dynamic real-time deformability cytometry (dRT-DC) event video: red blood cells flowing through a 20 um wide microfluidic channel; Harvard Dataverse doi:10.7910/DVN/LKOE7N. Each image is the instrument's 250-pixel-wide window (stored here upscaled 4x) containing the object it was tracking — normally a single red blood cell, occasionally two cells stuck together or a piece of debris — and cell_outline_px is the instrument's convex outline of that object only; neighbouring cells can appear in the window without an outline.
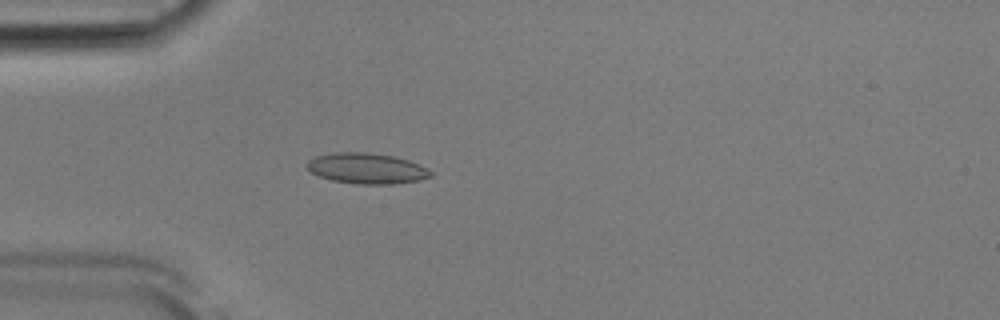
{"species": "Egyptian fruit bat (a non-hibernating species)", "species_latin": "Rousettus aegyptiacus", "temperature_condition": "room temperature", "stored_images_in_passage": 52, "camera_frame_rate_fps": 3000, "um_per_image_px": 0.085, "animal": {"sex": "male"}, "frame": {"image": 1, "passage_image": 15, "time_ms": 4.667, "image_size_px": [1000, 320], "cell_outline_px": [[432, 176], [420, 180], [392, 184], [356, 184], [332, 180], [320, 176], [312, 172], [304, 164], [308, 160], [316, 156], [332, 152], [368, 152], [392, 156], [408, 160], [420, 164], [428, 168], [432, 172]], "centroid_in_image_um": [31.17, 14.31], "position_along_channel_um": 53.8, "area_um2": 22.2}}
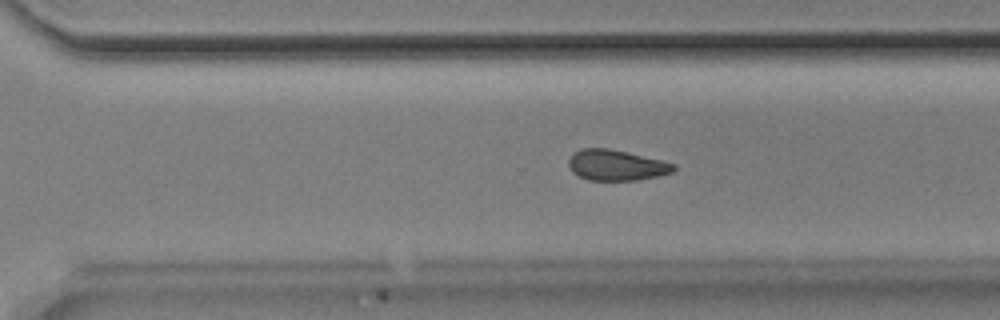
{"frame": {"image": 2, "passage_image": 36, "time_ms": 11.667, "image_size_px": [1000, 320], "cell_outline_px": [[676, 168], [672, 172], [656, 176], [636, 180], [588, 180], [572, 172], [568, 164], [568, 160], [572, 152], [580, 148], [608, 148], [628, 152], [664, 160], [676, 164]], "centroid_in_image_um": [52.37, 14.02], "position_along_channel_um": 318.2, "area_um2": 18.96}}
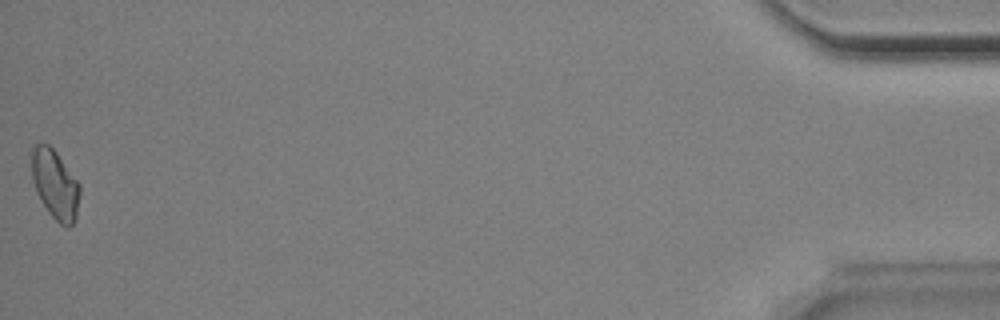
{"frame": {"image": 3, "passage_image": 52, "time_ms": 17.0, "image_size_px": [1000, 320], "cell_outline_px": [[80, 192], [76, 220], [68, 228], [64, 228], [48, 212], [40, 200], [36, 192], [32, 180], [28, 152], [32, 144], [40, 140], [48, 144], [56, 152], [80, 184]], "centroid_in_image_um": [4.62, 15.61], "position_along_channel_um": 430.6, "area_um2": 20.29}, "authors_computed_cell_mechanics": {"area_um2": 20.23, "velocity_mm_per_s": 3.8948, "shape_relaxation_time_tau1_ms": 6.1572, "shape_relaxation_time_tau2_ms": 4.5647, "deformation_change_tau1": 0.1104, "deformation_change_tau2": 0.0818}}